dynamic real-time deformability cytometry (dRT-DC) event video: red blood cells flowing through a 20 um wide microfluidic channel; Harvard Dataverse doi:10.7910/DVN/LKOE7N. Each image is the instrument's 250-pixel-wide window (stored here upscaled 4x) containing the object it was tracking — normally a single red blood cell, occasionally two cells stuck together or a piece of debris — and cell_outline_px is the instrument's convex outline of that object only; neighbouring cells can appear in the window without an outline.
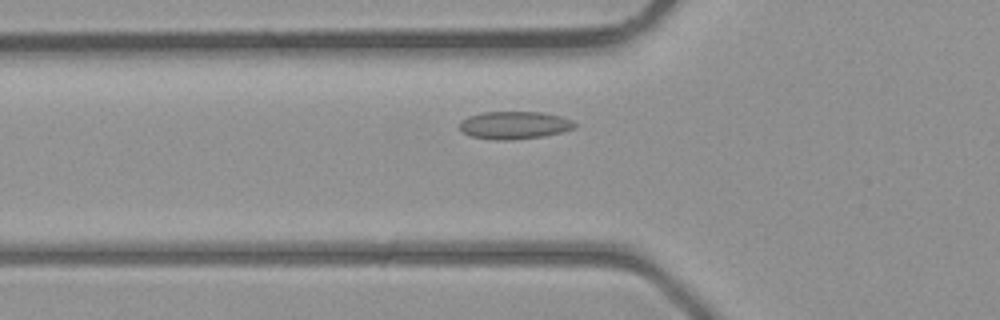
{"species": "common noctule bat (a hibernating species)", "species_latin": "Nyctalus noctula", "temperature_condition": "room temperature", "stored_images_in_passage": 4, "camera_frame_rate_fps": 3000, "um_per_image_px": 0.085, "animal": {"sex": "male", "body_mass_g": 23.1, "forearm_length_mm": 52.7}, "frame": {"image": 1, "passage_image": 4, "time_ms": 3.667, "image_size_px": [1000, 320], "cell_outline_px": [[580, 124], [576, 128], [544, 136], [512, 140], [496, 140], [472, 136], [464, 132], [460, 128], [460, 120], [468, 116], [484, 112], [544, 112], [560, 116], [572, 120]], "centroid_in_image_um": [43.77, 10.63], "position_along_channel_um": 82.0, "area_um2": 18.67}}